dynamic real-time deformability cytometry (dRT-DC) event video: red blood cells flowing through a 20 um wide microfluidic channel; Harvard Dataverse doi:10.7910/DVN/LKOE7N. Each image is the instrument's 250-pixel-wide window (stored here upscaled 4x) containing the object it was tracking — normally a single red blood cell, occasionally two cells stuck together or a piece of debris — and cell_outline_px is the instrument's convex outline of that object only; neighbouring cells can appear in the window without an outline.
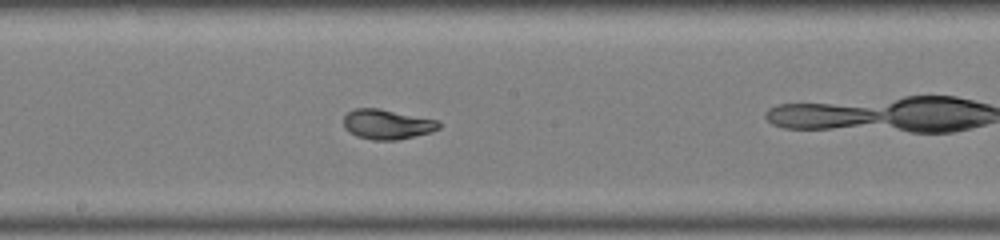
{"species": "common noctule bat (a hibernating species)", "species_latin": "Nyctalus noctula", "temperature_condition": "warm", "stored_images_in_passage": 29, "camera_frame_rate_fps": 3000, "um_per_image_px": 0.085, "animal": {"sex": "male", "body_mass_g": 19.0, "forearm_length_mm": 50.8}, "frame": {"image": 1, "passage_image": 17, "time_ms": 5.333, "image_size_px": [1000, 240], "cell_outline_px": [[440, 128], [428, 132], [396, 140], [372, 140], [356, 136], [348, 132], [344, 128], [344, 116], [348, 112], [356, 108], [380, 108], [436, 120], [440, 124]], "centroid_in_image_um": [32.84, 10.56], "position_along_channel_um": 215.4, "area_um2": 16.42}}